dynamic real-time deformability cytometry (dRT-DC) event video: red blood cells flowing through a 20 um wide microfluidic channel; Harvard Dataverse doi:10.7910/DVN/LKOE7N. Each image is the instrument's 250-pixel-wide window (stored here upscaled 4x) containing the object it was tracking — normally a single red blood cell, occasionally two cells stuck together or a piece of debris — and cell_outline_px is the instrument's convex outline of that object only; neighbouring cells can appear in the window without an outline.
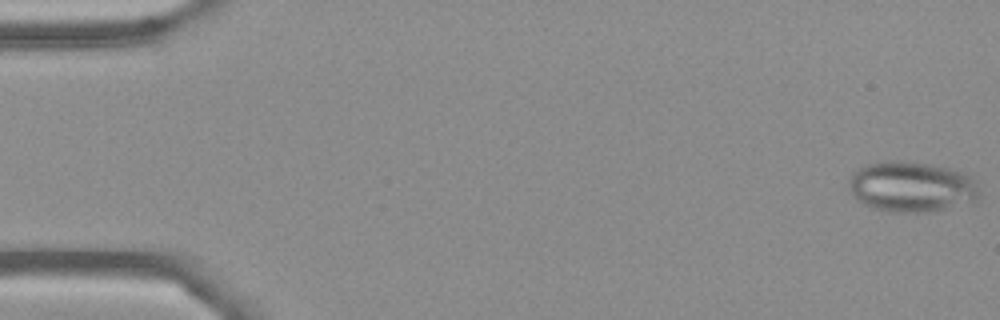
{"species": "Egyptian fruit bat (a non-hibernating species)", "species_latin": "Rousettus aegyptiacus", "temperature_condition": "cold", "stored_images_in_passage": 6, "camera_frame_rate_fps": 3000, "um_per_image_px": 0.085, "frame": {"image": 1, "passage_image": 1, "time_ms": 0.0, "image_size_px": [1000, 320], "cell_outline_px": [[980, 196], [976, 200], [928, 212], [892, 212], [872, 208], [856, 200], [852, 192], [848, 180], [852, 172], [856, 168], [864, 164], [888, 160], [900, 160], [932, 164], [948, 168], [960, 172], [976, 180]], "centroid_in_image_um": [77.43, 15.85], "position_along_channel_um": 7.6, "area_um2": 38.55}}